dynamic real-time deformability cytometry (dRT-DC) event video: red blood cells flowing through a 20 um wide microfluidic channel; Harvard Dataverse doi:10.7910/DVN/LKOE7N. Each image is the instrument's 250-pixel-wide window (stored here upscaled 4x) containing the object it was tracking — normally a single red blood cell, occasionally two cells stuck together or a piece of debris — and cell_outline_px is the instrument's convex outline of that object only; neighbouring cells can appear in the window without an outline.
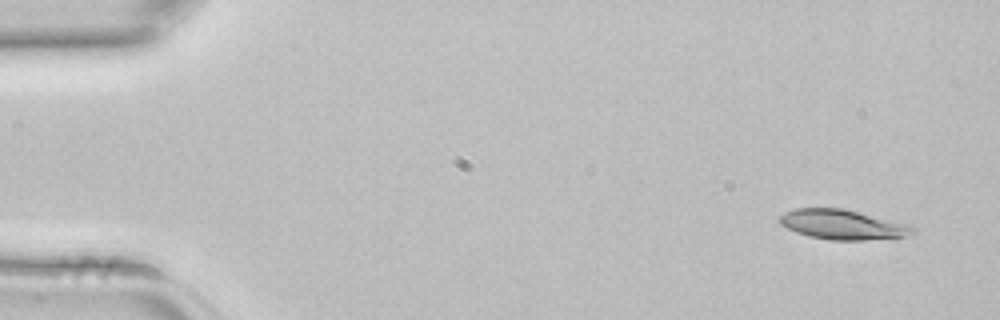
{"species": "common noctule bat (a hibernating species)", "species_latin": "Nyctalus noctula", "temperature_condition": "room temperature", "stored_images_in_passage": 4, "segment_of_instrument_passage": [1, 2], "camera_frame_rate_fps": 3000, "um_per_image_px": 0.085, "animal": {"sex": "female", "body_mass_g": 22.7, "forearm_length_mm": 54.2}, "frame": {"image": 1, "passage_image": 1, "time_ms": 0.0, "image_size_px": [1000, 320], "cell_outline_px": [[916, 232], [896, 240], [828, 240], [808, 236], [796, 232], [780, 224], [776, 220], [784, 212], [796, 208], [844, 208], [912, 224], [916, 228]], "centroid_in_image_um": [71.73, 19.1], "position_along_channel_um": 13.3, "area_um2": 23.99}}
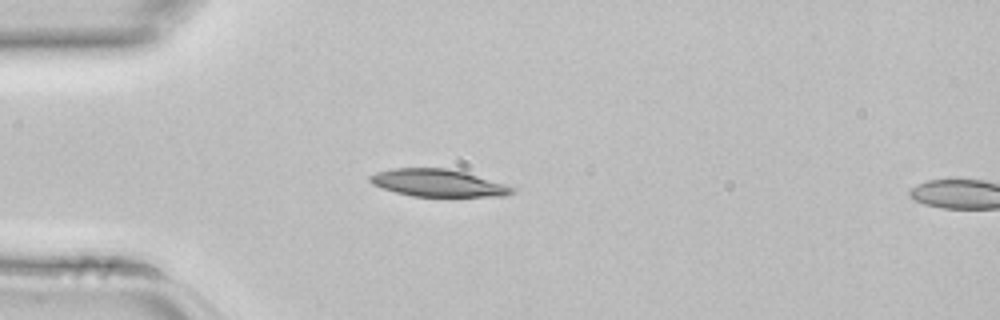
{"frame": {"image": 2, "passage_image": 3, "time_ms": 0.667, "image_size_px": [1000, 320], "cell_outline_px": [[516, 192], [504, 196], [412, 196], [396, 192], [372, 184], [368, 180], [368, 176], [376, 172], [392, 168], [448, 168], [464, 172], [504, 184], [516, 188]], "centroid_in_image_um": [37.21, 15.55], "position_along_channel_um": 47.8, "area_um2": 22.48}}